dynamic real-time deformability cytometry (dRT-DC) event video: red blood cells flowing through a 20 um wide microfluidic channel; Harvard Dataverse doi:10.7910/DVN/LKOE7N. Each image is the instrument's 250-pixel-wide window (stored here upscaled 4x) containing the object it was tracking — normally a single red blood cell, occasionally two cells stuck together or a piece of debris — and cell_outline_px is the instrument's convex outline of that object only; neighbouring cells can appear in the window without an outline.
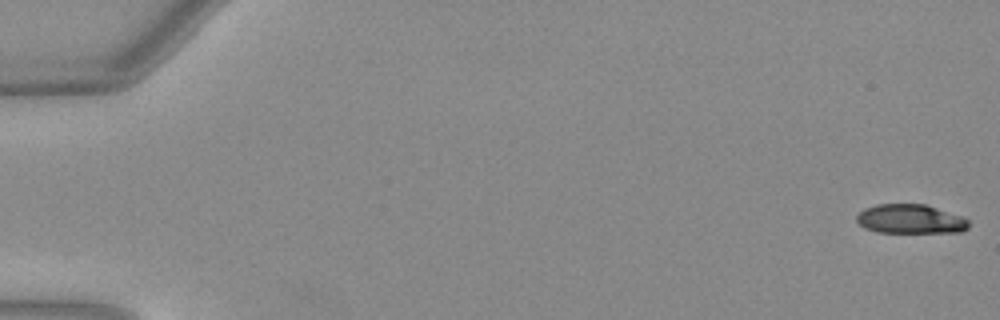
{"species": "Egyptian fruit bat (a non-hibernating species)", "species_latin": "Rousettus aegyptiacus", "temperature_condition": "warm", "stored_images_in_passage": 52, "camera_frame_rate_fps": 3000, "um_per_image_px": 0.085, "animal": {"sex": "female"}, "frame": {"image": 1, "passage_image": 1, "time_ms": 0.0, "image_size_px": [1000, 320], "cell_outline_px": [[968, 228], [960, 232], [876, 232], [864, 228], [856, 220], [856, 216], [864, 208], [876, 204], [924, 204], [960, 216], [968, 220]], "centroid_in_image_um": [77.34, 18.62], "position_along_channel_um": 7.7, "area_um2": 18.9}}
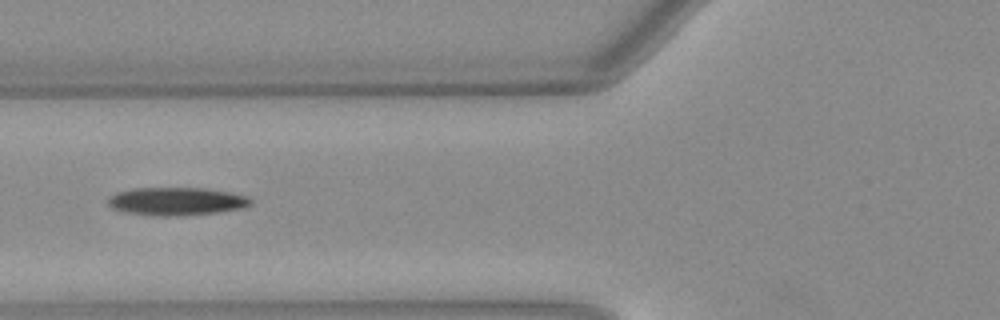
{"frame": {"image": 2, "passage_image": 21, "time_ms": 6.667, "image_size_px": [1000, 320], "cell_outline_px": [[252, 204], [244, 208], [216, 212], [168, 216], [160, 216], [120, 212], [112, 208], [108, 204], [108, 196], [116, 192], [132, 188], [208, 188], [248, 196], [252, 200]], "centroid_in_image_um": [14.96, 17.1], "position_along_channel_um": 110.8, "area_um2": 23.41}}
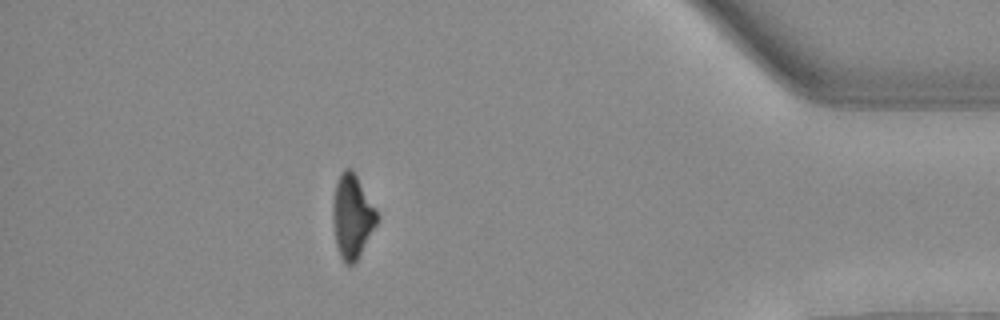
{"frame": {"image": 3, "passage_image": 46, "time_ms": 15.0, "image_size_px": [1000, 320], "cell_outline_px": [[380, 220], [356, 260], [352, 264], [344, 264], [340, 256], [336, 244], [332, 220], [332, 204], [336, 184], [340, 172], [344, 168], [352, 168], [376, 208], [380, 216]], "centroid_in_image_um": [29.94, 18.37], "position_along_channel_um": 405.3, "area_um2": 21.79}, "authors_computed_cell_mechanics": {"area_um2": 21.9929, "velocity_mm_per_s": 4.0449, "shape_relaxation_time_tau1_ms": 2.6554, "shape_relaxation_time_tau2_ms": null, "deformation_change_tau1": 0.162, "deformation_change_tau2": null}}